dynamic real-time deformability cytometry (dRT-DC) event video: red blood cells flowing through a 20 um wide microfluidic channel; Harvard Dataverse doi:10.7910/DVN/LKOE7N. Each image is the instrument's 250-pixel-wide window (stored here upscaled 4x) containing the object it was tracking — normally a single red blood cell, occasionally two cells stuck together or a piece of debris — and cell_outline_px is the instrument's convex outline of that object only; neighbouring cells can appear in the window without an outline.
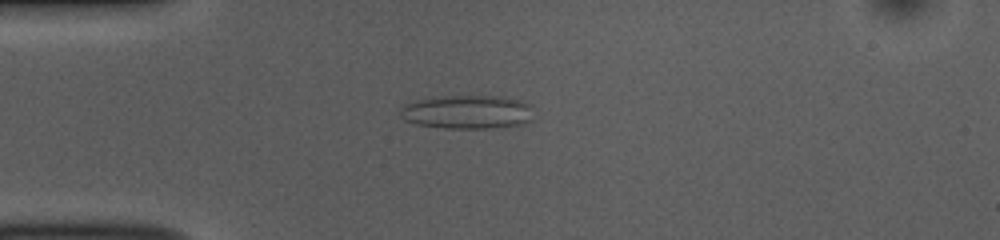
{"species": "common noctule bat (a hibernating species)", "species_latin": "Nyctalus noctula", "temperature_condition": "room temperature", "stored_images_in_passage": 54, "camera_frame_rate_fps": 3000, "um_per_image_px": 0.085, "animal": {"sex": "female", "body_mass_g": 10.0, "forearm_length_mm": 53.1}, "frame": {"image": 1, "passage_image": 13, "time_ms": 4.0, "image_size_px": [1000, 240], "cell_outline_px": [[528, 120], [516, 124], [492, 128], [444, 128], [416, 124], [404, 120], [400, 116], [400, 112], [404, 104], [420, 100], [452, 96], [504, 96], [520, 100], [528, 104]], "centroid_in_image_um": [39.63, 9.52], "position_along_channel_um": 45.4, "area_um2": 25.43}}
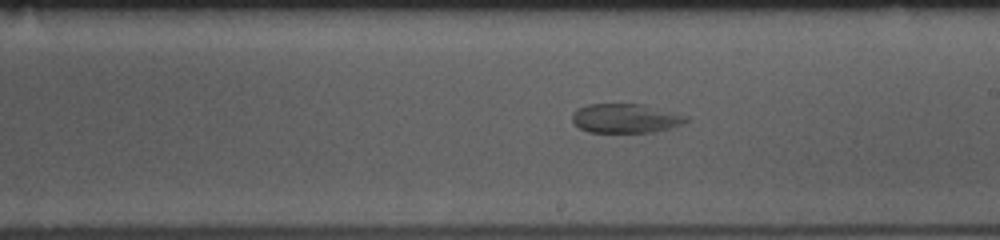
{"frame": {"image": 2, "passage_image": 30, "time_ms": 9.667, "image_size_px": [1000, 240], "cell_outline_px": [[688, 120], [680, 124], [668, 128], [652, 132], [588, 132], [580, 128], [572, 120], [572, 112], [576, 108], [588, 104], [644, 104], [688, 116]], "centroid_in_image_um": [53.13, 10.05], "position_along_channel_um": 235.9, "area_um2": 19.31}}
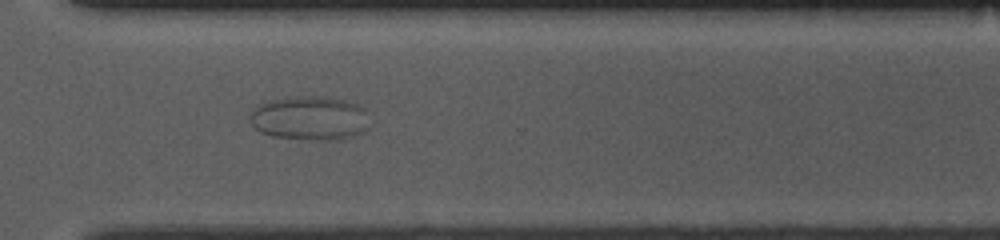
{"frame": {"image": 3, "passage_image": 39, "time_ms": 12.667, "image_size_px": [1000, 240], "cell_outline_px": [[372, 124], [364, 132], [356, 136], [344, 140], [308, 140], [272, 136], [260, 132], [252, 124], [248, 116], [260, 104], [268, 100], [296, 96], [332, 96], [360, 104], [368, 108]], "centroid_in_image_um": [26.46, 10.04], "position_along_channel_um": 344.1, "area_um2": 31.96}}